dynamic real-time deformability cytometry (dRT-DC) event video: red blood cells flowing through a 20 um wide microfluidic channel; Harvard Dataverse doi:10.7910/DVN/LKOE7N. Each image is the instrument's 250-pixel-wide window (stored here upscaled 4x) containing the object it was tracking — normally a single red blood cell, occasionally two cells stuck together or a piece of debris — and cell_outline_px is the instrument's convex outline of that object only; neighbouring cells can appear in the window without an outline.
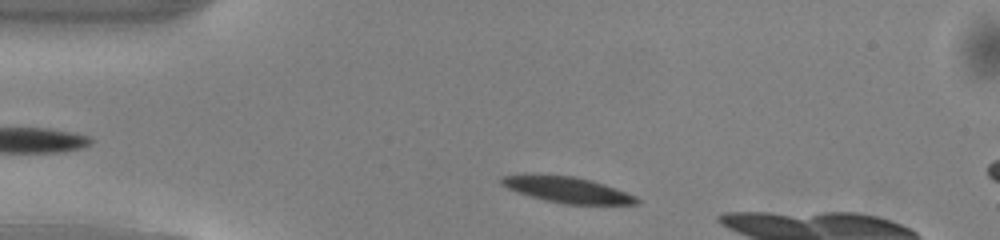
{"species": "common noctule bat (a hibernating species)", "species_latin": "Nyctalus noctula", "temperature_condition": "warm", "stored_images_in_passage": 35, "camera_frame_rate_fps": 3000, "um_per_image_px": 0.085, "animal": {"sex": "male", "body_mass_g": 13.0, "forearm_length_mm": 53.1}, "frame": {"image": 1, "passage_image": 3, "time_ms": 0.667, "image_size_px": [1000, 240], "cell_outline_px": [[640, 204], [564, 204], [544, 200], [516, 192], [500, 184], [500, 176], [576, 176], [604, 184], [636, 196], [640, 200]], "centroid_in_image_um": [48.27, 16.16], "position_along_channel_um": 36.7, "area_um2": 19.88}}
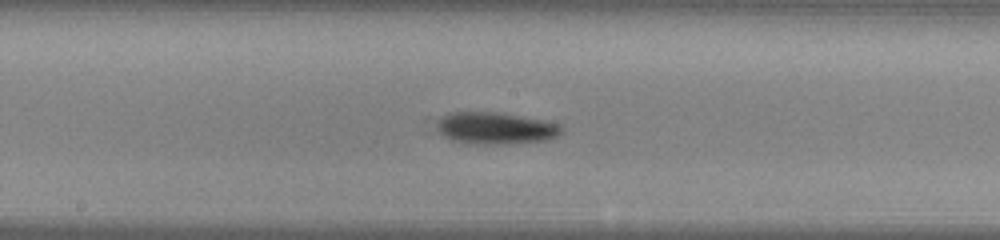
{"frame": {"image": 2, "passage_image": 18, "time_ms": 5.667, "image_size_px": [1000, 240], "cell_outline_px": [[564, 132], [548, 140], [504, 144], [472, 144], [452, 140], [444, 136], [440, 132], [440, 116], [448, 112], [500, 112], [544, 120], [560, 124], [564, 128]], "centroid_in_image_um": [42.18, 10.89], "position_along_channel_um": 206.0, "area_um2": 23.24}}
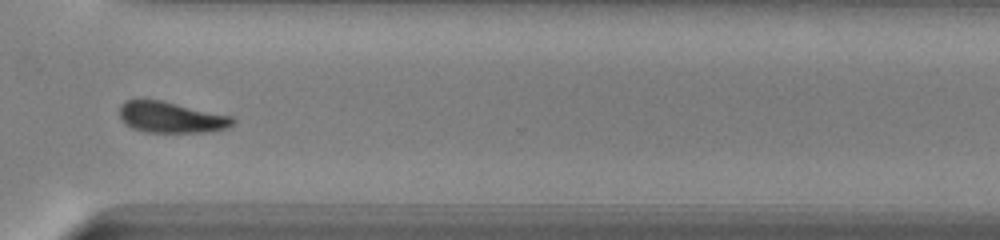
{"frame": {"image": 3, "passage_image": 29, "time_ms": 9.333, "image_size_px": [1000, 240], "cell_outline_px": [[236, 120], [228, 128], [208, 132], [144, 132], [132, 128], [124, 124], [120, 116], [120, 104], [124, 100], [160, 100], [232, 116]], "centroid_in_image_um": [14.53, 9.98], "position_along_channel_um": 356.1, "area_um2": 20.46}}